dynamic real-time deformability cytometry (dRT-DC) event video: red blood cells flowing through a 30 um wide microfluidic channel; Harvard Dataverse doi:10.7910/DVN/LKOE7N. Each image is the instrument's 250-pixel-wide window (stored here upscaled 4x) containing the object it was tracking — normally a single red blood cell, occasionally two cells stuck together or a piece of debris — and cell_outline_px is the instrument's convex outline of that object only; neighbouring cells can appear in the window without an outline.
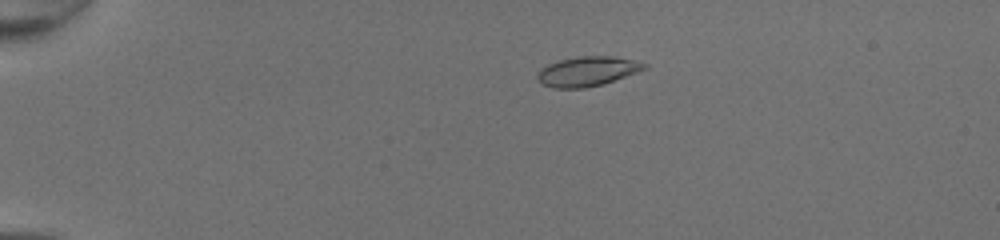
{"species": "common noctule bat (a hibernating species)", "species_latin": "Nyctalus noctula", "temperature_condition": "room temperature", "stored_images_in_passage": 42, "camera_frame_rate_fps": 3000, "um_per_image_px": 0.085, "animal": {"sex": "female", "body_mass_g": 20.0, "forearm_length_mm": 54.0}, "frame": {"image": 1, "passage_image": 3, "time_ms": 0.667, "image_size_px": [1000, 240], "cell_outline_px": [[648, 68], [604, 84], [584, 88], [552, 88], [544, 84], [536, 76], [536, 72], [540, 68], [548, 64], [560, 60], [576, 56], [616, 56], [648, 64]], "centroid_in_image_um": [49.93, 6.06], "position_along_channel_um": 35.1, "area_um2": 18.55}}
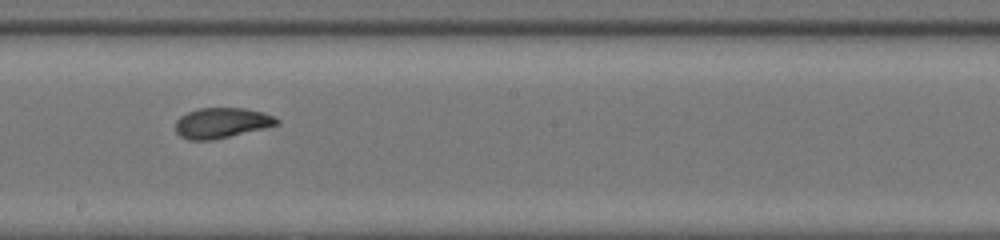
{"frame": {"image": 2, "passage_image": 22, "time_ms": 7.0, "image_size_px": [1000, 240], "cell_outline_px": [[280, 124], [264, 128], [212, 140], [188, 140], [180, 136], [176, 132], [176, 120], [180, 116], [188, 112], [200, 108], [244, 108], [264, 112], [276, 116], [280, 120]], "centroid_in_image_um": [18.86, 10.44], "position_along_channel_um": 229.3, "area_um2": 17.98}}
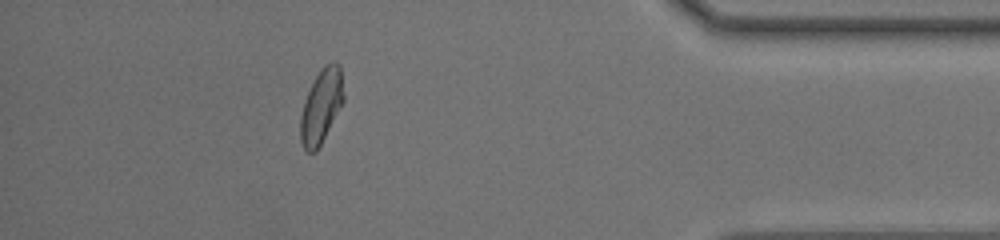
{"frame": {"image": 3, "passage_image": 37, "time_ms": 12.0, "image_size_px": [1000, 240], "cell_outline_px": [[344, 100], [316, 152], [308, 152], [304, 148], [300, 140], [300, 116], [304, 100], [320, 68], [324, 64], [332, 60], [340, 64], [344, 96]], "centroid_in_image_um": [27.3, 8.98], "position_along_channel_um": 407.9, "area_um2": 18.55}, "authors_computed_cell_mechanics": {"area_um2": 18.2359, "velocity_mm_per_s": 4.2693, "shape_relaxation_time_tau1_ms": 3.6934, "shape_relaxation_time_tau2_ms": 1.2947, "deformation_change_tau1": 0.1752, "deformation_change_tau2": 0.0691}}